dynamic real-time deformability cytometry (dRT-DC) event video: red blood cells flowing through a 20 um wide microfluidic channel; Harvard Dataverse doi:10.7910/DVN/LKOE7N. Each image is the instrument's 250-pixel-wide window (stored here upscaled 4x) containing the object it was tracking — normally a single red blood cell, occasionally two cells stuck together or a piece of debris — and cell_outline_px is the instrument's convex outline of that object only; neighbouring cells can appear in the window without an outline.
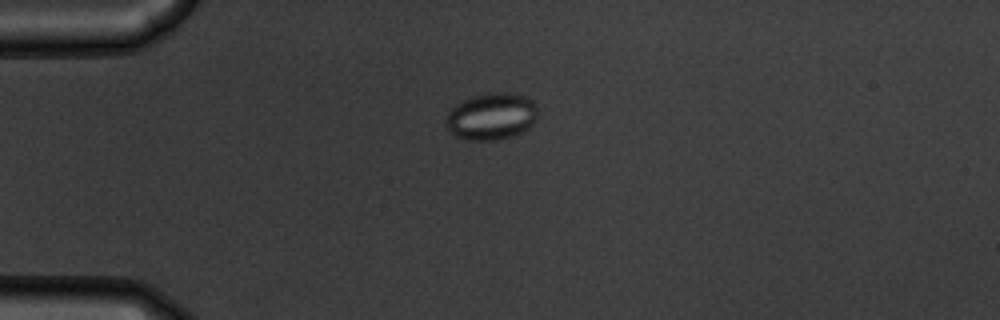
{"species": "common noctule bat (a hibernating species)", "species_latin": "Nyctalus noctula", "temperature_condition": "warm", "stored_images_in_passage": 44, "camera_frame_rate_fps": 3000, "um_per_image_px": 0.085, "animal": {"sex": "male", "body_mass_g": 19.5, "forearm_length_mm": 54.6}, "frame": {"image": 1, "passage_image": 3, "time_ms": 0.667, "image_size_px": [1000, 320], "cell_outline_px": [[536, 120], [528, 128], [520, 132], [496, 140], [468, 140], [456, 136], [448, 128], [448, 112], [456, 104], [472, 96], [488, 92], [508, 92], [528, 96], [536, 104]], "centroid_in_image_um": [41.8, 9.86], "position_along_channel_um": 43.2, "area_um2": 24.85}}
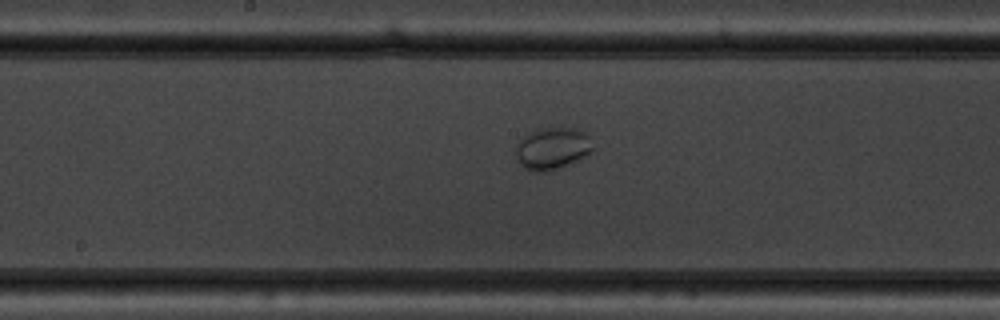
{"frame": {"image": 2, "passage_image": 18, "time_ms": 5.667, "image_size_px": [1000, 320], "cell_outline_px": [[592, 152], [560, 168], [544, 172], [532, 172], [524, 168], [520, 164], [516, 152], [516, 144], [528, 132], [536, 128], [576, 128], [588, 132], [592, 148]], "centroid_in_image_um": [46.94, 12.6], "position_along_channel_um": 201.3, "area_um2": 18.96}}
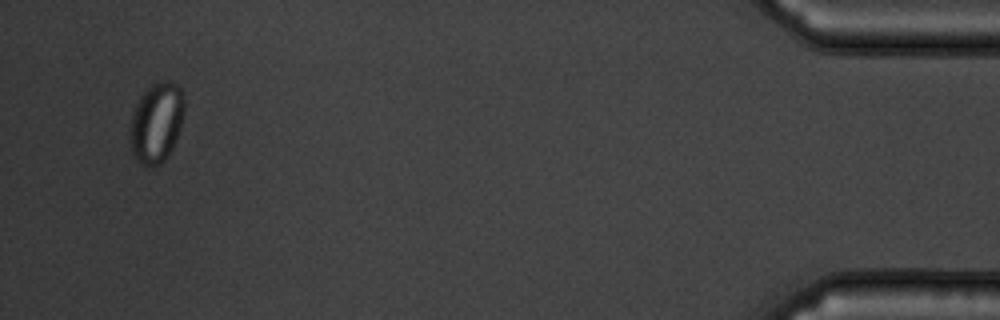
{"frame": {"image": 3, "passage_image": 42, "time_ms": 13.667, "image_size_px": [1000, 320], "cell_outline_px": [[184, 112], [180, 128], [164, 160], [160, 164], [140, 164], [132, 156], [128, 136], [132, 112], [144, 88], [160, 80], [168, 80], [176, 84], [180, 88], [184, 100]], "centroid_in_image_um": [13.25, 10.37], "position_along_channel_um": 422.0, "area_um2": 25.43}}